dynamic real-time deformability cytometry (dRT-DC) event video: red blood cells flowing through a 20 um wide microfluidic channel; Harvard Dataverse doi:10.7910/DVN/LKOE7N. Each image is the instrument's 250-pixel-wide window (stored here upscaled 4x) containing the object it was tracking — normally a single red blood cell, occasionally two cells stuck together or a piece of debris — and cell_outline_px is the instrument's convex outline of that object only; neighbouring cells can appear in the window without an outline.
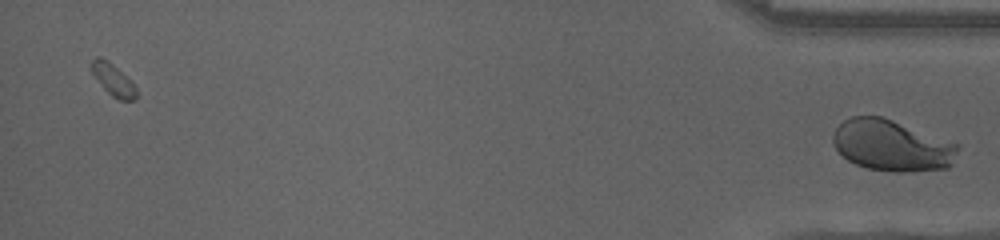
{"species": "human", "species_latin": "Homo sapiens", "temperature_condition": "cold", "stored_images_in_passage": 51, "camera_frame_rate_fps": 3000, "um_per_image_px": 0.085, "donor": {"sex": "female"}, "frame": {"image": 1, "passage_image": 51, "time_ms": 16.667, "image_size_px": [1000, 240], "cell_outline_px": [[960, 148], [948, 168], [908, 172], [892, 172], [868, 168], [856, 164], [848, 160], [836, 148], [832, 140], [832, 136], [836, 128], [844, 120], [852, 116], [880, 116], [892, 120], [956, 144]], "centroid_in_image_um": [75.77, 12.38], "position_along_channel_um": 359.4, "area_um2": 36.7}}